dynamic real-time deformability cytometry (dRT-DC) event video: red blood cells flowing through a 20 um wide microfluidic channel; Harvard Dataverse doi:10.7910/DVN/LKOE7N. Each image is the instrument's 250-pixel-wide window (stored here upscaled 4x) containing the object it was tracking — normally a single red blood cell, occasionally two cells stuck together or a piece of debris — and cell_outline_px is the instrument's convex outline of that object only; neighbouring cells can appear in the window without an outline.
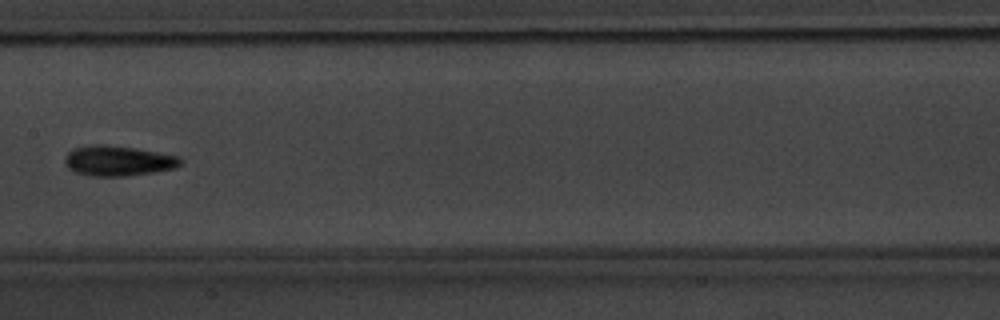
{"species": "common noctule bat (a hibernating species)", "species_latin": "Nyctalus noctula", "temperature_condition": "warm", "stored_images_in_passage": 7, "camera_frame_rate_fps": 3000, "um_per_image_px": 0.085, "animal": {"sex": "male", "body_mass_g": 20.1, "forearm_length_mm": 53.5}, "frame": {"image": 1, "passage_image": 7, "time_ms": 7.667, "image_size_px": [1000, 320], "cell_outline_px": [[184, 160], [176, 168], [152, 172], [124, 176], [92, 176], [76, 172], [68, 168], [64, 164], [64, 156], [72, 148], [92, 144], [100, 144], [132, 148], [180, 156]], "centroid_in_image_um": [10.01, 13.66], "position_along_channel_um": 197.4, "area_um2": 20.35}}